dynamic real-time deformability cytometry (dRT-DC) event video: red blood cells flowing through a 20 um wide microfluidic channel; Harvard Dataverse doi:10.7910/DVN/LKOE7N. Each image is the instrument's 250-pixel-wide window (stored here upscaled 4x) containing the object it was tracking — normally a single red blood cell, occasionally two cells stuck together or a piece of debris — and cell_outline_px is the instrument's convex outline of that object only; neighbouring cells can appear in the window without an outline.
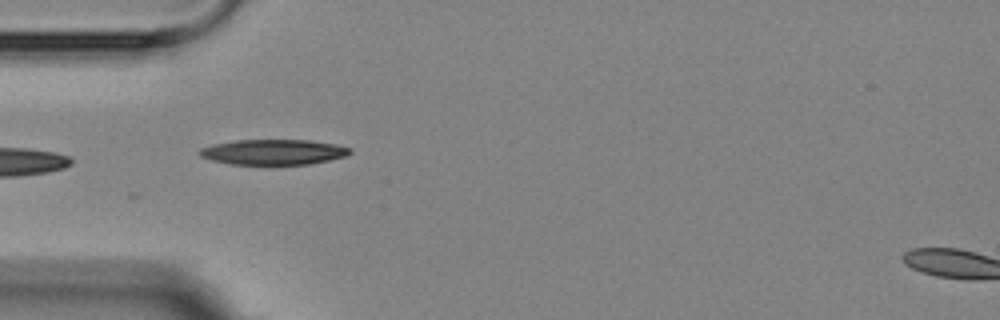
{"species": "Egyptian fruit bat (a non-hibernating species)", "species_latin": "Rousettus aegyptiacus", "temperature_condition": "room temperature", "stored_images_in_passage": 1, "camera_frame_rate_fps": 3000, "um_per_image_px": 0.085, "animal": {"sex": "female"}, "frame": {"image": 1, "passage_image": 1, "time_ms": 0.0, "image_size_px": [1000, 320], "cell_outline_px": [[352, 152], [344, 156], [328, 160], [308, 164], [228, 164], [212, 160], [200, 156], [196, 152], [200, 148], [212, 144], [236, 140], [308, 140], [336, 144], [348, 148]], "centroid_in_image_um": [23.17, 12.92], "position_along_channel_um": 61.8, "area_um2": 22.08}}